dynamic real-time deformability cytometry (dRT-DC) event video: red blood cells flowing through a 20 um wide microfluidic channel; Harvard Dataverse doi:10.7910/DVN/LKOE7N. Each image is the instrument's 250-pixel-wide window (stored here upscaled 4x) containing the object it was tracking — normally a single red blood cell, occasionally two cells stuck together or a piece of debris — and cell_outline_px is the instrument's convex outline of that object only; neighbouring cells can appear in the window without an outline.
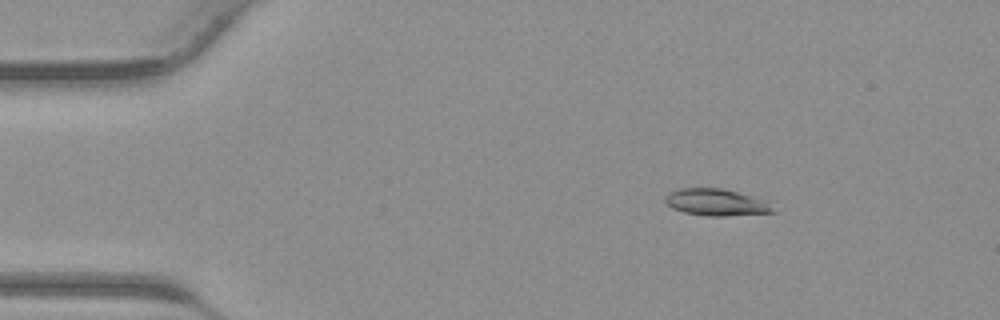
{"species": "common noctule bat (a hibernating species)", "species_latin": "Nyctalus noctula", "temperature_condition": "warm", "stored_images_in_passage": 41, "camera_frame_rate_fps": 3000, "um_per_image_px": 0.085, "animal": {"sex": "male", "body_mass_g": 23.1, "forearm_length_mm": 52.7}, "frame": {"image": 1, "passage_image": 6, "time_ms": 1.667, "image_size_px": [1000, 320], "cell_outline_px": [[776, 212], [724, 216], [708, 216], [684, 212], [672, 208], [664, 200], [672, 192], [680, 188], [720, 188], [768, 200]], "centroid_in_image_um": [60.93, 17.2], "position_along_channel_um": 24.1, "area_um2": 16.65}}
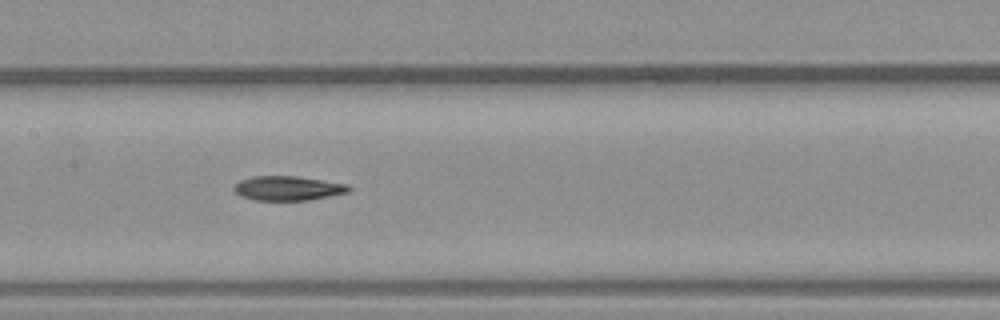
{"frame": {"image": 2, "passage_image": 20, "time_ms": 6.333, "image_size_px": [1000, 320], "cell_outline_px": [[352, 188], [348, 192], [308, 200], [252, 200], [240, 196], [232, 188], [240, 180], [252, 176], [296, 176], [324, 180], [348, 184]], "centroid_in_image_um": [24.46, 15.99], "position_along_channel_um": 182.9, "area_um2": 16.36}}
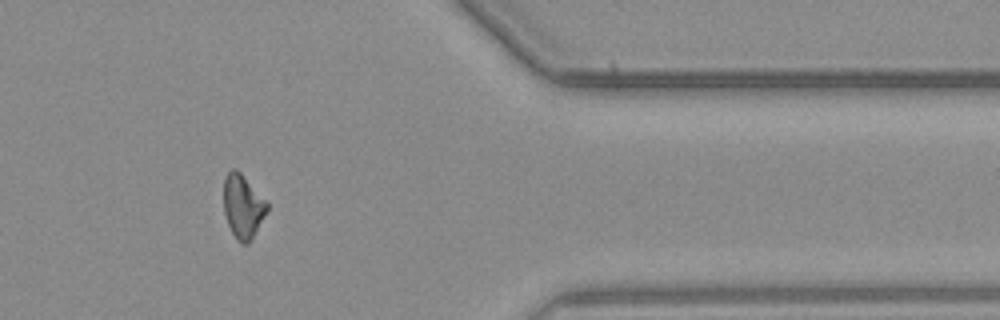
{"frame": {"image": 3, "passage_image": 34, "time_ms": 11.0, "image_size_px": [1000, 320], "cell_outline_px": [[268, 208], [252, 240], [248, 244], [240, 244], [236, 240], [228, 224], [224, 212], [224, 176], [232, 168], [236, 168], [240, 172], [268, 204]], "centroid_in_image_um": [20.62, 17.57], "position_along_channel_um": 390.8, "area_um2": 15.95}}